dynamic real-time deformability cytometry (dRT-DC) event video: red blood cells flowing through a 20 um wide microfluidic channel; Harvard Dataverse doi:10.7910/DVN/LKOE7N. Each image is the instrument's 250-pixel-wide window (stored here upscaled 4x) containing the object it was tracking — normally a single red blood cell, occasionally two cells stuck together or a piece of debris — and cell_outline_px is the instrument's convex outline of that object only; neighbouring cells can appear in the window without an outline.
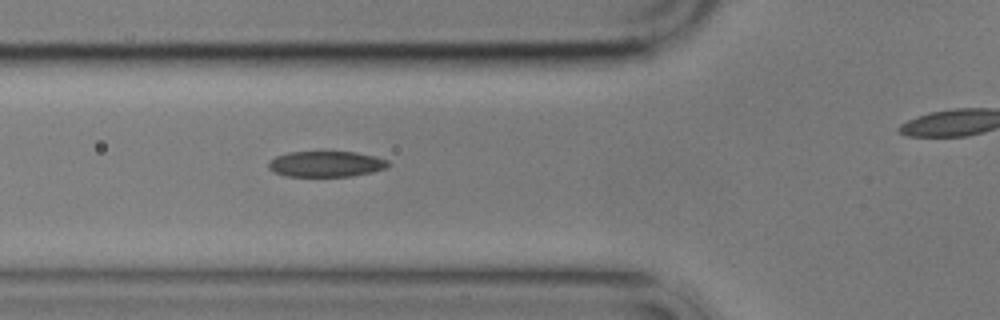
{"species": "common noctule bat (a hibernating species)", "species_latin": "Nyctalus noctula", "temperature_condition": "cold", "stored_images_in_passage": 5, "segment_of_instrument_passage": [1, 2], "camera_frame_rate_fps": 3000, "um_per_image_px": 0.085, "animal": {"sex": "male", "body_mass_g": 17.9}, "frame": {"image": 1, "passage_image": 4, "time_ms": 4.333, "image_size_px": [1000, 320], "cell_outline_px": [[392, 164], [388, 168], [372, 172], [352, 176], [284, 176], [268, 168], [268, 160], [276, 156], [288, 152], [356, 152], [376, 156], [388, 160]], "centroid_in_image_um": [27.75, 13.94], "position_along_channel_um": 98.0, "area_um2": 18.15}}